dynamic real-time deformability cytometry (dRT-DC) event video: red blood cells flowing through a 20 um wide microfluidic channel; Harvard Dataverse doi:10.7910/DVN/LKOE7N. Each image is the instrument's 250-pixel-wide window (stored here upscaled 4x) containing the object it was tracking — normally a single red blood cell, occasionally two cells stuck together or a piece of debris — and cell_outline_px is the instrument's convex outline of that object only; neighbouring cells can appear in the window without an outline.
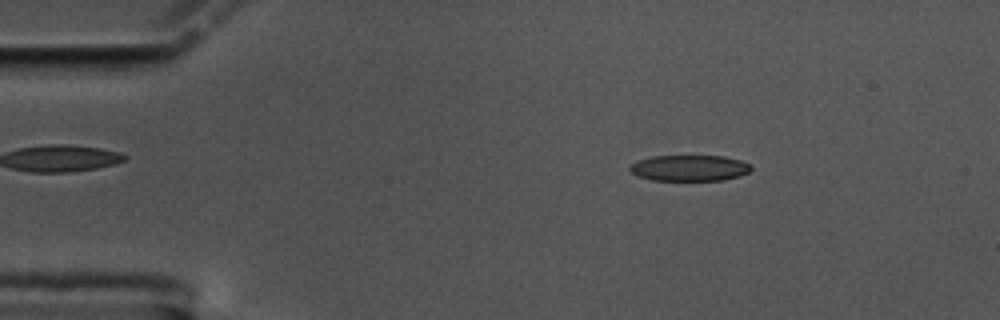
{"species": "common noctule bat (a hibernating species)", "species_latin": "Nyctalus noctula", "temperature_condition": "cold", "stored_images_in_passage": 52, "camera_frame_rate_fps": 3000, "um_per_image_px": 0.085, "animal": {"sex": "male", "body_mass_g": 17.5, "forearm_length_mm": 52.3}, "frame": {"image": 1, "passage_image": 5, "time_ms": 1.333, "image_size_px": [1000, 320], "cell_outline_px": [[752, 168], [748, 172], [740, 176], [724, 180], [652, 180], [636, 176], [628, 168], [628, 164], [636, 160], [652, 156], [724, 156], [740, 160], [748, 164]], "centroid_in_image_um": [58.54, 14.28], "position_along_channel_um": 26.5, "area_um2": 18.5}}
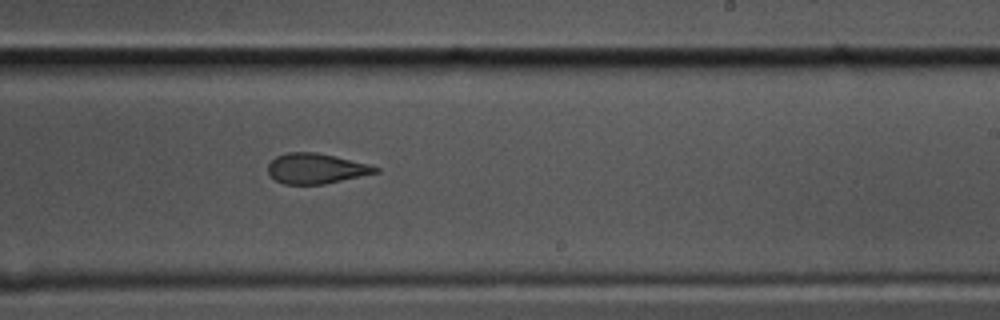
{"frame": {"image": 2, "passage_image": 30, "time_ms": 9.667, "image_size_px": [1000, 320], "cell_outline_px": [[380, 172], [324, 184], [284, 184], [276, 180], [268, 172], [268, 164], [276, 156], [288, 152], [316, 152], [368, 164], [380, 168]], "centroid_in_image_um": [26.86, 14.32], "position_along_channel_um": 262.1, "area_um2": 18.79}}
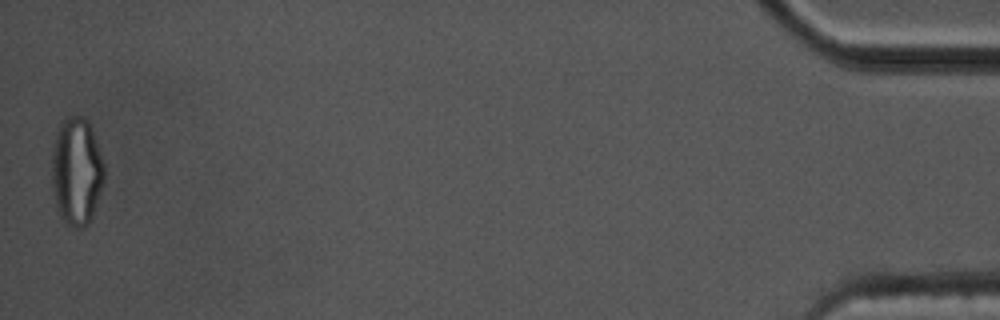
{"frame": {"image": 3, "passage_image": 52, "time_ms": 17.0, "image_size_px": [1000, 320], "cell_outline_px": [[104, 180], [92, 216], [88, 224], [84, 228], [72, 228], [60, 216], [56, 204], [52, 188], [52, 152], [56, 132], [60, 124], [68, 116], [84, 116], [88, 120], [100, 152], [104, 164]], "centroid_in_image_um": [6.5, 14.56], "position_along_channel_um": 428.7, "area_um2": 32.89}, "authors_computed_cell_mechanics": {"area_um2": 19.6809, "velocity_mm_per_s": 3.5516, "shape_relaxation_time_tau1_ms": null, "shape_relaxation_time_tau2_ms": 2.8484, "deformation_change_tau1": null, "deformation_change_tau2": 0.1057}}